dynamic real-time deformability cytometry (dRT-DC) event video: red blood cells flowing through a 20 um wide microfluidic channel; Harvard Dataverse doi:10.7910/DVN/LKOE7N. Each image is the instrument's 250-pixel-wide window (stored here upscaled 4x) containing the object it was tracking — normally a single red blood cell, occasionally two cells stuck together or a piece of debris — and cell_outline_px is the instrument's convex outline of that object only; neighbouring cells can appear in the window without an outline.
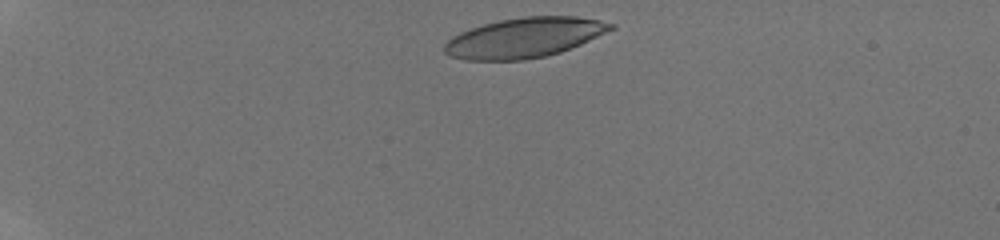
{"species": "human", "species_latin": "Homo sapiens", "temperature_condition": "room temperature", "stored_images_in_passage": 6, "camera_frame_rate_fps": 3000, "um_per_image_px": 0.085, "donor": {"sex": "male"}, "frame": {"image": 1, "passage_image": 1, "time_ms": 0.0, "image_size_px": [1000, 240], "cell_outline_px": [[616, 28], [580, 44], [560, 52], [544, 56], [524, 60], [464, 60], [452, 56], [444, 52], [444, 44], [452, 36], [460, 32], [484, 24], [500, 20], [524, 16], [576, 16], [600, 20], [616, 24]], "centroid_in_image_um": [44.58, 3.2], "position_along_channel_um": 40.4, "area_um2": 38.61}}
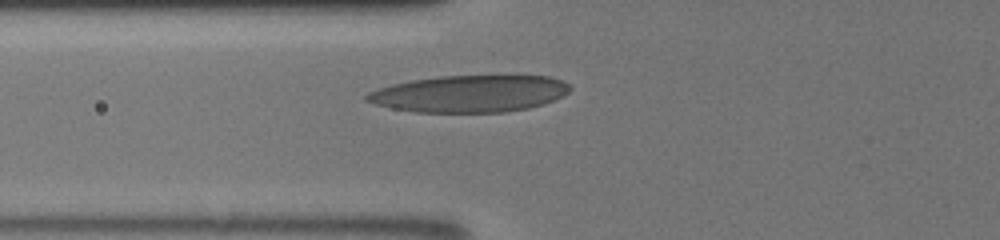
{"frame": {"image": 2, "passage_image": 4, "time_ms": 3.0, "image_size_px": [1000, 240], "cell_outline_px": [[572, 88], [568, 92], [552, 100], [528, 108], [504, 112], [416, 112], [392, 108], [376, 104], [364, 100], [364, 96], [368, 92], [392, 84], [412, 80], [440, 76], [548, 76], [560, 80], [568, 84]], "centroid_in_image_um": [39.88, 7.96], "position_along_channel_um": 85.9, "area_um2": 43.29}}
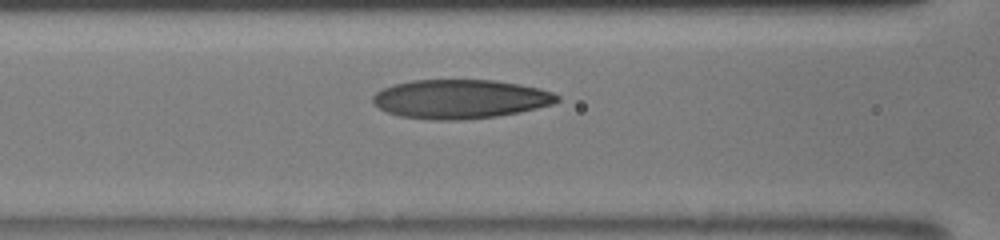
{"frame": {"image": 3, "passage_image": 6, "time_ms": 4.0, "image_size_px": [1000, 240], "cell_outline_px": [[560, 100], [552, 104], [520, 112], [496, 116], [460, 120], [432, 120], [400, 116], [388, 112], [380, 108], [372, 100], [372, 96], [376, 92], [392, 84], [412, 80], [496, 80], [520, 84], [540, 88], [552, 92], [560, 96]], "centroid_in_image_um": [39.14, 8.41], "position_along_channel_um": 127.5, "area_um2": 41.96}}